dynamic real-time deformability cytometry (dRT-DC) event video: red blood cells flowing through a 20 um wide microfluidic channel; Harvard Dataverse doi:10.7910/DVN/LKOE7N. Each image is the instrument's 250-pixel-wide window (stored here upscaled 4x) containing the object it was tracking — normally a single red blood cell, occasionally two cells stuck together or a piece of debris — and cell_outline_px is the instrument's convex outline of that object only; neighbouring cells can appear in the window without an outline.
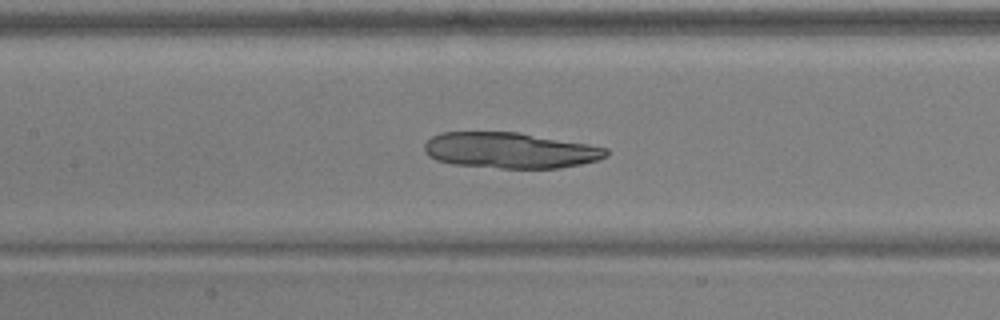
{"species": "common noctule bat (a hibernating species)", "species_latin": "Nyctalus noctula", "temperature_condition": "warm", "stored_images_in_passage": 46, "camera_frame_rate_fps": 3000, "um_per_image_px": 0.085, "animal": {"sex": "male", "body_mass_g": 17.9, "forearm_length_mm": 54.2}, "frame": {"image": 1, "passage_image": 19, "time_ms": 6.0, "image_size_px": [1000, 320], "cell_outline_px": [[608, 156], [596, 160], [580, 164], [556, 168], [500, 168], [452, 164], [436, 160], [428, 156], [424, 152], [424, 144], [432, 136], [440, 132], [520, 132], [588, 144], [608, 148]], "centroid_in_image_um": [43.33, 12.77], "position_along_channel_um": 164.1, "area_um2": 38.03}}